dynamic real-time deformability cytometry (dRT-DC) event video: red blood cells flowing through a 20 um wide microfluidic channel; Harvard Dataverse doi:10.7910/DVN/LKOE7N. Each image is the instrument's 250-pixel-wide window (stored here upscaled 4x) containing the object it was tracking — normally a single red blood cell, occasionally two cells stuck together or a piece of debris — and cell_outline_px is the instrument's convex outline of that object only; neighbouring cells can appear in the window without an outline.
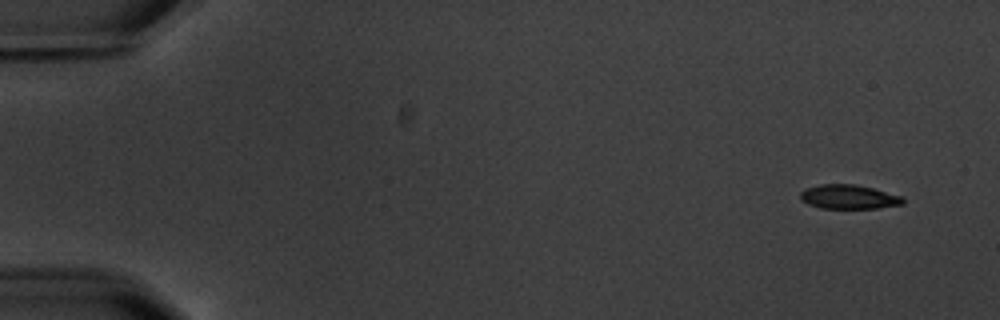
{"species": "common noctule bat (a hibernating species)", "species_latin": "Nyctalus noctula", "temperature_condition": "warm", "stored_images_in_passage": 7, "camera_frame_rate_fps": 3000, "um_per_image_px": 0.085, "animal": {"sex": "male", "body_mass_g": 20.1, "forearm_length_mm": 53.5}, "frame": {"image": 1, "passage_image": 1, "time_ms": 0.0, "image_size_px": [1000, 320], "cell_outline_px": [[904, 204], [876, 208], [820, 208], [808, 204], [800, 200], [800, 192], [804, 188], [820, 184], [856, 184], [904, 196]], "centroid_in_image_um": [72.13, 16.73], "position_along_channel_um": 12.9, "area_um2": 14.62}}
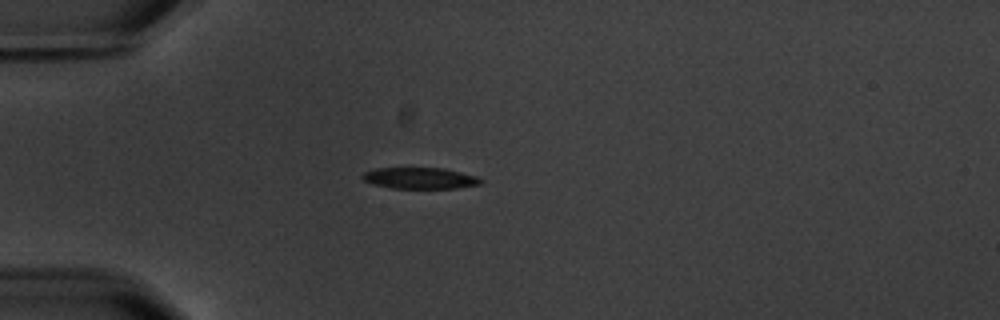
{"frame": {"image": 2, "passage_image": 4, "time_ms": 4.333, "image_size_px": [1000, 320], "cell_outline_px": [[484, 180], [480, 184], [456, 188], [392, 188], [376, 184], [364, 180], [360, 176], [364, 172], [376, 168], [444, 168], [476, 176]], "centroid_in_image_um": [35.71, 15.14], "position_along_channel_um": 49.3, "area_um2": 14.51}}
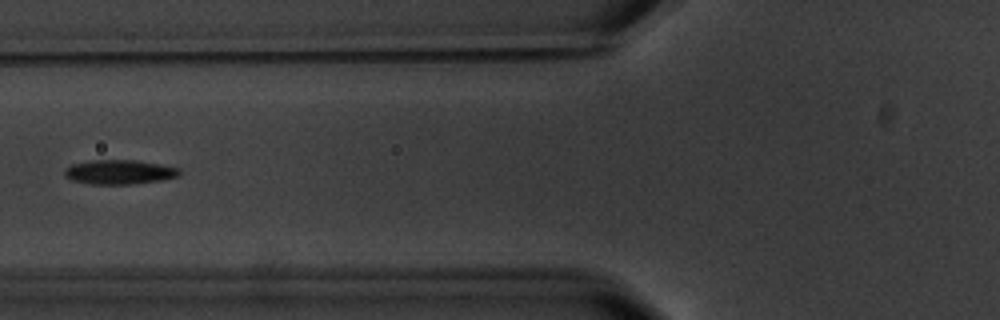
{"frame": {"image": 3, "passage_image": 6, "time_ms": 6.667, "image_size_px": [1000, 320], "cell_outline_px": [[180, 172], [176, 176], [160, 180], [132, 184], [88, 184], [72, 180], [64, 176], [64, 168], [72, 164], [92, 160], [136, 160], [160, 164], [180, 168]], "centroid_in_image_um": [10.1, 14.62], "position_along_channel_um": 115.7, "area_um2": 16.3}}